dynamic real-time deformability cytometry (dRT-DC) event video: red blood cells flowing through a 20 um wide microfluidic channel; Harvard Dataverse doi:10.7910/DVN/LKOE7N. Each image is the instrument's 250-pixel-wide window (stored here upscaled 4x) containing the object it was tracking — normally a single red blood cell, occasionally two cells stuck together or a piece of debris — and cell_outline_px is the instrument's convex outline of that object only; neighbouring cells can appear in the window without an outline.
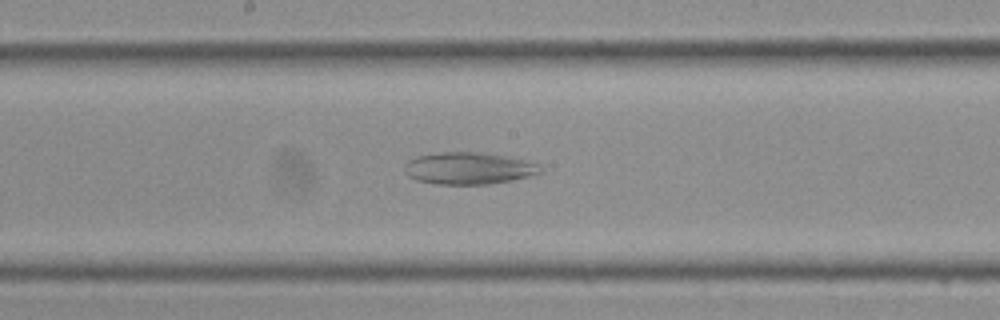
{"species": "Egyptian fruit bat (a non-hibernating species)", "species_latin": "Rousettus aegyptiacus", "temperature_condition": "cold", "stored_images_in_passage": 37, "camera_frame_rate_fps": 3000, "um_per_image_px": 0.085, "frame": {"image": 1, "passage_image": 19, "time_ms": 6.0, "image_size_px": [1000, 320], "cell_outline_px": [[544, 172], [512, 180], [488, 184], [436, 184], [416, 180], [408, 176], [404, 168], [404, 164], [408, 160], [416, 156], [440, 152], [480, 152], [508, 156], [540, 164], [544, 168]], "centroid_in_image_um": [39.85, 14.3], "position_along_channel_um": 208.3, "area_um2": 25.55}}
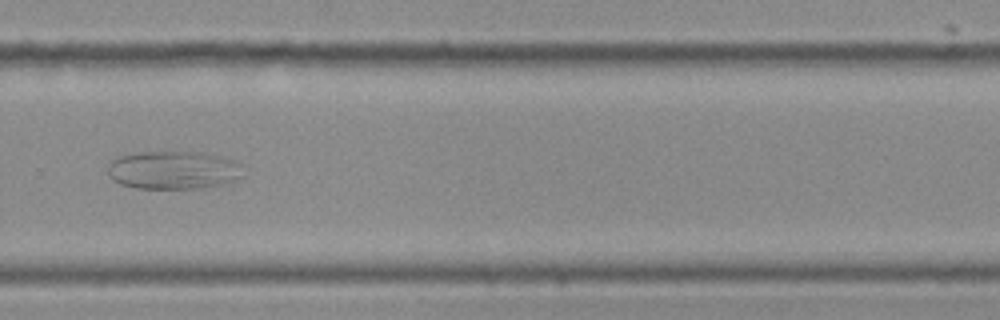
{"frame": {"image": 2, "passage_image": 25, "time_ms": 8.0, "image_size_px": [1000, 320], "cell_outline_px": [[240, 176], [228, 184], [204, 188], [136, 188], [120, 184], [112, 180], [108, 172], [108, 164], [112, 160], [120, 156], [136, 152], [196, 152], [216, 156], [232, 160], [240, 164]], "centroid_in_image_um": [14.69, 14.47], "position_along_channel_um": 315.1, "area_um2": 29.94}}
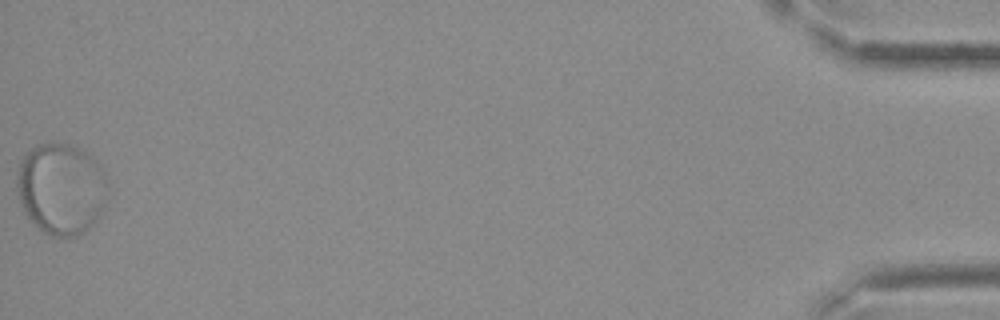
{"frame": {"image": 3, "passage_image": 37, "time_ms": 12.0, "image_size_px": [1000, 320], "cell_outline_px": [[104, 204], [96, 220], [84, 232], [72, 240], [52, 236], [44, 232], [24, 212], [16, 192], [16, 176], [20, 160], [24, 152], [36, 144], [52, 140], [68, 144], [80, 148], [96, 160], [100, 164], [104, 172]], "centroid_in_image_um": [5.13, 16.01], "position_along_channel_um": 430.1, "area_um2": 48.96}}